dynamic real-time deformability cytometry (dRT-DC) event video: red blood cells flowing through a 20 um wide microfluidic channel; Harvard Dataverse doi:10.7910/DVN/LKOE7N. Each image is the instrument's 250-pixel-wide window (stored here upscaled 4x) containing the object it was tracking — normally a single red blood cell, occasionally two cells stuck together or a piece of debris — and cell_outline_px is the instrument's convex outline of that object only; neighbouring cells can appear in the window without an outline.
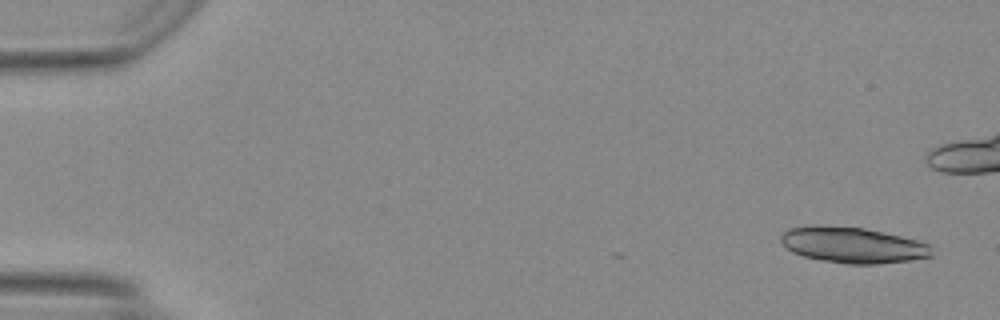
{"species": "Egyptian fruit bat (a non-hibernating species)", "species_latin": "Rousettus aegyptiacus", "temperature_condition": "warm", "stored_images_in_passage": 15, "camera_frame_rate_fps": 3000, "um_per_image_px": 0.085, "animal": {"sex": "female"}, "frame": {"image": 1, "passage_image": 3, "time_ms": 0.667, "image_size_px": [1000, 320], "cell_outline_px": [[932, 256], [912, 260], [876, 264], [848, 264], [820, 260], [804, 256], [792, 252], [780, 240], [780, 236], [788, 228], [812, 224], [816, 224], [864, 228], [900, 236], [916, 240], [928, 244]], "centroid_in_image_um": [72.43, 20.82], "position_along_channel_um": 12.6, "area_um2": 31.5}}